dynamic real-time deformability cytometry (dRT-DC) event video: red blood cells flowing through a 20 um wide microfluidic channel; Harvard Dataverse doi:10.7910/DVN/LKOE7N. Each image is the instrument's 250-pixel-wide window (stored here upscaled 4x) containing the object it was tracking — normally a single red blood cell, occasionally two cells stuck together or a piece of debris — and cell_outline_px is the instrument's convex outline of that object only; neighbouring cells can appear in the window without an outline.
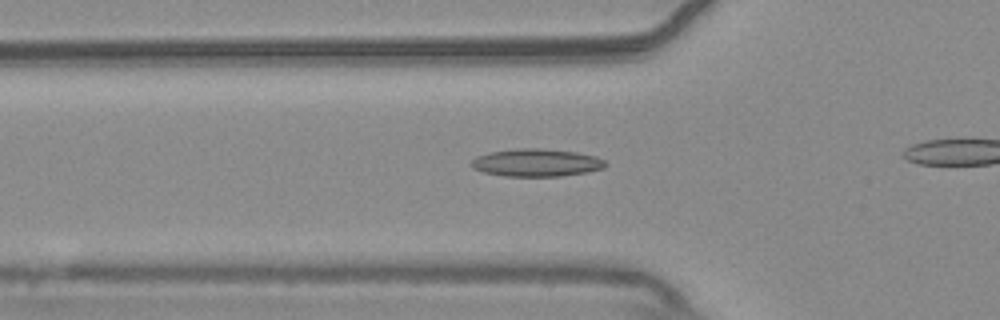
{"species": "common noctule bat (a hibernating species)", "species_latin": "Nyctalus noctula", "temperature_condition": "warm", "stored_images_in_passage": 38, "camera_frame_rate_fps": 3000, "um_per_image_px": 0.085, "animal": {"sex": "male", "body_mass_g": 20.4}, "frame": {"image": 1, "passage_image": 13, "time_ms": 4.0, "image_size_px": [1000, 320], "cell_outline_px": [[608, 164], [604, 168], [588, 172], [560, 176], [504, 176], [484, 172], [472, 168], [472, 160], [476, 156], [488, 152], [520, 148], [540, 148], [576, 152], [596, 156], [604, 160]], "centroid_in_image_um": [45.61, 13.82], "position_along_channel_um": 80.2, "area_um2": 21.68}}
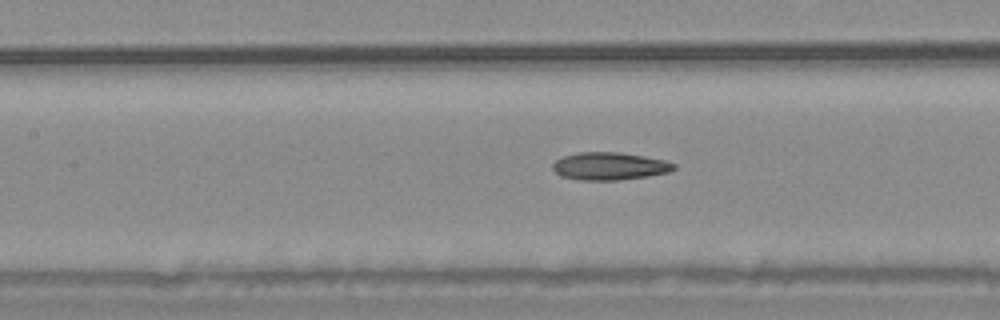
{"frame": {"image": 2, "passage_image": 19, "time_ms": 6.0, "image_size_px": [1000, 320], "cell_outline_px": [[676, 168], [668, 172], [648, 176], [620, 180], [580, 180], [560, 176], [552, 168], [552, 164], [556, 160], [564, 156], [580, 152], [616, 152], [644, 156], [664, 160], [676, 164]], "centroid_in_image_um": [51.8, 14.13], "position_along_channel_um": 155.6, "area_um2": 19.48}}
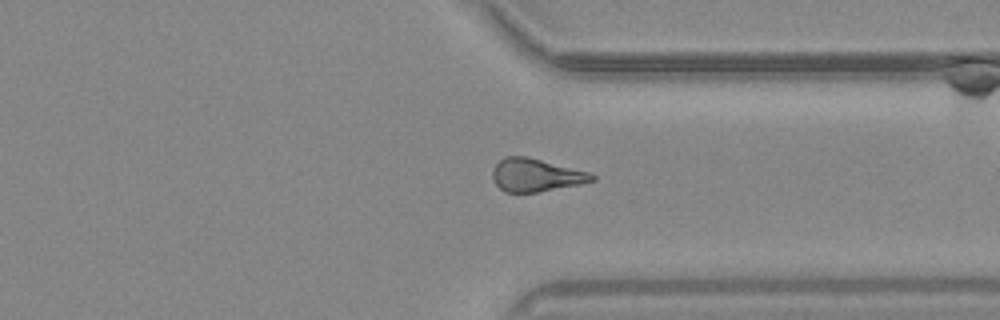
{"frame": {"image": 3, "passage_image": 36, "time_ms": 11.667, "image_size_px": [1000, 320], "cell_outline_px": [[596, 180], [580, 184], [536, 192], [504, 192], [496, 184], [492, 176], [492, 172], [496, 164], [504, 156], [528, 156], [588, 172], [596, 176]], "centroid_in_image_um": [45.54, 14.87], "position_along_channel_um": 365.9, "area_um2": 18.96}}